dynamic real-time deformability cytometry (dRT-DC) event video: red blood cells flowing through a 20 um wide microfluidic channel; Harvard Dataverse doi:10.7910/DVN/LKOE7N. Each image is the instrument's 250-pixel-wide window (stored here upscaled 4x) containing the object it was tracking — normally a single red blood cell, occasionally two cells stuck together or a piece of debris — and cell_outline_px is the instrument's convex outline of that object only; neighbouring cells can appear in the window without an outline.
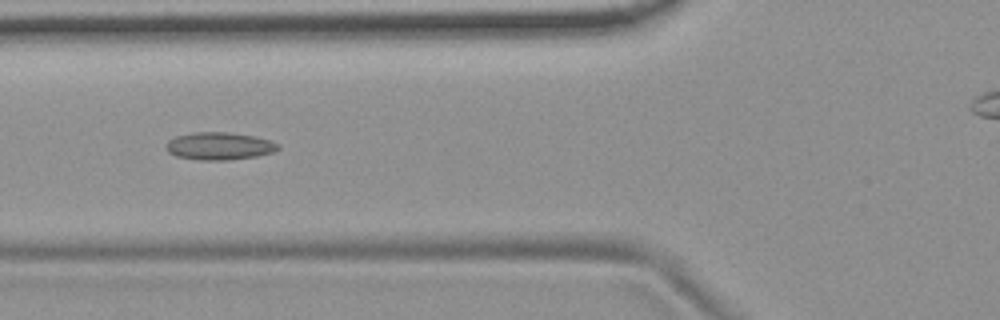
{"species": "common noctule bat (a hibernating species)", "species_latin": "Nyctalus noctula", "temperature_condition": "room temperature", "stored_images_in_passage": 9, "camera_frame_rate_fps": 3000, "um_per_image_px": 0.085, "animal": {"sex": "female", "body_mass_g": 19.9}, "frame": {"image": 1, "passage_image": 6, "time_ms": 6.0, "image_size_px": [1000, 320], "cell_outline_px": [[280, 148], [272, 152], [256, 156], [228, 160], [200, 160], [176, 156], [168, 152], [164, 148], [168, 140], [176, 136], [192, 132], [228, 132], [256, 136], [280, 144]], "centroid_in_image_um": [18.61, 12.41], "position_along_channel_um": 107.2, "area_um2": 18.09}}
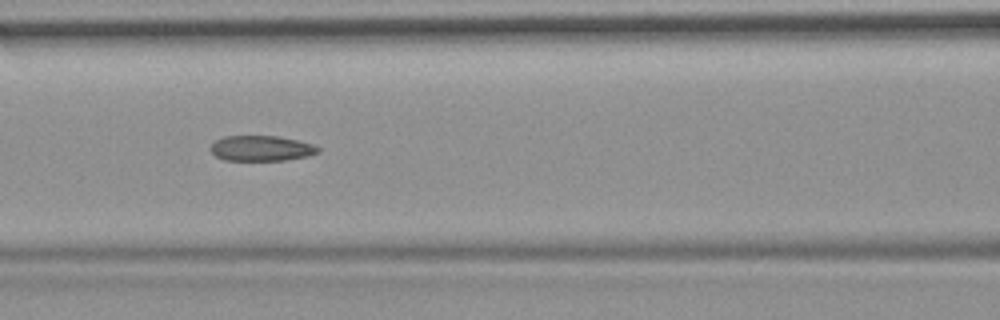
{"frame": {"image": 2, "passage_image": 7, "time_ms": 7.0, "image_size_px": [1000, 320], "cell_outline_px": [[320, 152], [308, 156], [284, 160], [224, 160], [216, 156], [208, 148], [216, 140], [224, 136], [280, 136], [312, 144], [320, 148]], "centroid_in_image_um": [22.2, 12.6], "position_along_channel_um": 144.4, "area_um2": 15.9}}
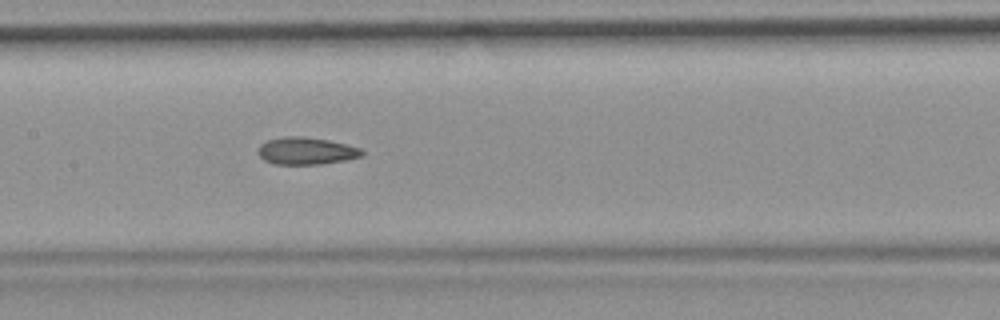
{"frame": {"image": 3, "passage_image": 8, "time_ms": 8.0, "image_size_px": [1000, 320], "cell_outline_px": [[364, 156], [344, 160], [320, 164], [276, 164], [264, 160], [260, 156], [260, 144], [268, 140], [288, 136], [300, 136], [328, 140], [360, 148], [364, 152]], "centroid_in_image_um": [26.05, 12.83], "position_along_channel_um": 181.3, "area_um2": 16.18}}